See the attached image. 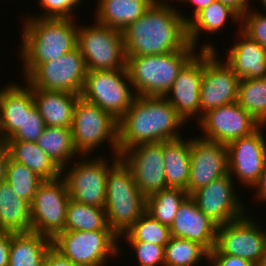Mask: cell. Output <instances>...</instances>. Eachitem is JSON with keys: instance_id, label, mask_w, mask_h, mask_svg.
<instances>
[{"instance_id": "43", "label": "cell", "mask_w": 266, "mask_h": 266, "mask_svg": "<svg viewBox=\"0 0 266 266\" xmlns=\"http://www.w3.org/2000/svg\"><path fill=\"white\" fill-rule=\"evenodd\" d=\"M43 266H83L63 256L53 246L48 250Z\"/></svg>"}, {"instance_id": "47", "label": "cell", "mask_w": 266, "mask_h": 266, "mask_svg": "<svg viewBox=\"0 0 266 266\" xmlns=\"http://www.w3.org/2000/svg\"><path fill=\"white\" fill-rule=\"evenodd\" d=\"M10 157L7 145L0 141V184L5 181L6 164Z\"/></svg>"}, {"instance_id": "42", "label": "cell", "mask_w": 266, "mask_h": 266, "mask_svg": "<svg viewBox=\"0 0 266 266\" xmlns=\"http://www.w3.org/2000/svg\"><path fill=\"white\" fill-rule=\"evenodd\" d=\"M212 266H255L250 261L228 254H221L215 247L209 252V261Z\"/></svg>"}, {"instance_id": "41", "label": "cell", "mask_w": 266, "mask_h": 266, "mask_svg": "<svg viewBox=\"0 0 266 266\" xmlns=\"http://www.w3.org/2000/svg\"><path fill=\"white\" fill-rule=\"evenodd\" d=\"M82 0H39L44 13L41 18H74L72 9L75 10ZM75 7V8H74Z\"/></svg>"}, {"instance_id": "12", "label": "cell", "mask_w": 266, "mask_h": 266, "mask_svg": "<svg viewBox=\"0 0 266 266\" xmlns=\"http://www.w3.org/2000/svg\"><path fill=\"white\" fill-rule=\"evenodd\" d=\"M252 217L244 215L235 221L219 225L215 248L221 254L244 258L262 266L266 255V231Z\"/></svg>"}, {"instance_id": "26", "label": "cell", "mask_w": 266, "mask_h": 266, "mask_svg": "<svg viewBox=\"0 0 266 266\" xmlns=\"http://www.w3.org/2000/svg\"><path fill=\"white\" fill-rule=\"evenodd\" d=\"M52 239L32 231L12 233L8 266H43Z\"/></svg>"}, {"instance_id": "19", "label": "cell", "mask_w": 266, "mask_h": 266, "mask_svg": "<svg viewBox=\"0 0 266 266\" xmlns=\"http://www.w3.org/2000/svg\"><path fill=\"white\" fill-rule=\"evenodd\" d=\"M261 125L252 134L228 143V172L246 187L254 186L266 162V140ZM248 185V186H247Z\"/></svg>"}, {"instance_id": "46", "label": "cell", "mask_w": 266, "mask_h": 266, "mask_svg": "<svg viewBox=\"0 0 266 266\" xmlns=\"http://www.w3.org/2000/svg\"><path fill=\"white\" fill-rule=\"evenodd\" d=\"M219 2L230 6L234 9L240 16L249 10L250 0H218Z\"/></svg>"}, {"instance_id": "3", "label": "cell", "mask_w": 266, "mask_h": 266, "mask_svg": "<svg viewBox=\"0 0 266 266\" xmlns=\"http://www.w3.org/2000/svg\"><path fill=\"white\" fill-rule=\"evenodd\" d=\"M24 20L20 45L24 78L37 65L58 59L77 47L78 26L73 18L27 16Z\"/></svg>"}, {"instance_id": "16", "label": "cell", "mask_w": 266, "mask_h": 266, "mask_svg": "<svg viewBox=\"0 0 266 266\" xmlns=\"http://www.w3.org/2000/svg\"><path fill=\"white\" fill-rule=\"evenodd\" d=\"M233 178L226 174L194 191L190 196L197 207L218 226L242 218L245 204L240 202Z\"/></svg>"}, {"instance_id": "28", "label": "cell", "mask_w": 266, "mask_h": 266, "mask_svg": "<svg viewBox=\"0 0 266 266\" xmlns=\"http://www.w3.org/2000/svg\"><path fill=\"white\" fill-rule=\"evenodd\" d=\"M0 231H31L30 204L21 199L6 181L0 184Z\"/></svg>"}, {"instance_id": "2", "label": "cell", "mask_w": 266, "mask_h": 266, "mask_svg": "<svg viewBox=\"0 0 266 266\" xmlns=\"http://www.w3.org/2000/svg\"><path fill=\"white\" fill-rule=\"evenodd\" d=\"M183 123L184 119L164 96H136L118 120L119 155L139 144L180 138L178 128H182Z\"/></svg>"}, {"instance_id": "10", "label": "cell", "mask_w": 266, "mask_h": 266, "mask_svg": "<svg viewBox=\"0 0 266 266\" xmlns=\"http://www.w3.org/2000/svg\"><path fill=\"white\" fill-rule=\"evenodd\" d=\"M86 75L85 60L76 47L58 59L37 65L24 79L31 88L81 95Z\"/></svg>"}, {"instance_id": "24", "label": "cell", "mask_w": 266, "mask_h": 266, "mask_svg": "<svg viewBox=\"0 0 266 266\" xmlns=\"http://www.w3.org/2000/svg\"><path fill=\"white\" fill-rule=\"evenodd\" d=\"M35 107L46 126L71 128L74 109L81 95L31 88Z\"/></svg>"}, {"instance_id": "13", "label": "cell", "mask_w": 266, "mask_h": 266, "mask_svg": "<svg viewBox=\"0 0 266 266\" xmlns=\"http://www.w3.org/2000/svg\"><path fill=\"white\" fill-rule=\"evenodd\" d=\"M215 50H204V72L200 85V118L217 107L237 102L239 77L220 61Z\"/></svg>"}, {"instance_id": "39", "label": "cell", "mask_w": 266, "mask_h": 266, "mask_svg": "<svg viewBox=\"0 0 266 266\" xmlns=\"http://www.w3.org/2000/svg\"><path fill=\"white\" fill-rule=\"evenodd\" d=\"M46 125L38 109L34 106L30 113H26L24 124L7 141H28L36 142L43 133Z\"/></svg>"}, {"instance_id": "5", "label": "cell", "mask_w": 266, "mask_h": 266, "mask_svg": "<svg viewBox=\"0 0 266 266\" xmlns=\"http://www.w3.org/2000/svg\"><path fill=\"white\" fill-rule=\"evenodd\" d=\"M195 49L189 43L182 50L161 55L128 56L126 68L136 96H165L182 68L198 53Z\"/></svg>"}, {"instance_id": "25", "label": "cell", "mask_w": 266, "mask_h": 266, "mask_svg": "<svg viewBox=\"0 0 266 266\" xmlns=\"http://www.w3.org/2000/svg\"><path fill=\"white\" fill-rule=\"evenodd\" d=\"M155 0H99L95 21L123 31L139 19Z\"/></svg>"}, {"instance_id": "20", "label": "cell", "mask_w": 266, "mask_h": 266, "mask_svg": "<svg viewBox=\"0 0 266 266\" xmlns=\"http://www.w3.org/2000/svg\"><path fill=\"white\" fill-rule=\"evenodd\" d=\"M198 137H190L188 195L229 173L227 146Z\"/></svg>"}, {"instance_id": "23", "label": "cell", "mask_w": 266, "mask_h": 266, "mask_svg": "<svg viewBox=\"0 0 266 266\" xmlns=\"http://www.w3.org/2000/svg\"><path fill=\"white\" fill-rule=\"evenodd\" d=\"M239 40L230 48L225 62L243 79L266 78V48L250 39L238 28Z\"/></svg>"}, {"instance_id": "31", "label": "cell", "mask_w": 266, "mask_h": 266, "mask_svg": "<svg viewBox=\"0 0 266 266\" xmlns=\"http://www.w3.org/2000/svg\"><path fill=\"white\" fill-rule=\"evenodd\" d=\"M36 143L62 170L63 175L68 162L74 156L80 157L74 147L71 128L46 126Z\"/></svg>"}, {"instance_id": "9", "label": "cell", "mask_w": 266, "mask_h": 266, "mask_svg": "<svg viewBox=\"0 0 266 266\" xmlns=\"http://www.w3.org/2000/svg\"><path fill=\"white\" fill-rule=\"evenodd\" d=\"M117 239L112 230L61 231L52 239V245L77 264L104 266L110 256H118Z\"/></svg>"}, {"instance_id": "29", "label": "cell", "mask_w": 266, "mask_h": 266, "mask_svg": "<svg viewBox=\"0 0 266 266\" xmlns=\"http://www.w3.org/2000/svg\"><path fill=\"white\" fill-rule=\"evenodd\" d=\"M10 157L35 172L44 180L61 177L62 170L36 142L6 141Z\"/></svg>"}, {"instance_id": "17", "label": "cell", "mask_w": 266, "mask_h": 266, "mask_svg": "<svg viewBox=\"0 0 266 266\" xmlns=\"http://www.w3.org/2000/svg\"><path fill=\"white\" fill-rule=\"evenodd\" d=\"M200 48V55L197 53L182 68L164 96L185 122L196 115H198L197 119H200V85L204 72V50L216 51L211 43H203Z\"/></svg>"}, {"instance_id": "38", "label": "cell", "mask_w": 266, "mask_h": 266, "mask_svg": "<svg viewBox=\"0 0 266 266\" xmlns=\"http://www.w3.org/2000/svg\"><path fill=\"white\" fill-rule=\"evenodd\" d=\"M241 16L240 30L250 39L266 48V13L256 12L251 8ZM254 10V11H253Z\"/></svg>"}, {"instance_id": "8", "label": "cell", "mask_w": 266, "mask_h": 266, "mask_svg": "<svg viewBox=\"0 0 266 266\" xmlns=\"http://www.w3.org/2000/svg\"><path fill=\"white\" fill-rule=\"evenodd\" d=\"M132 89L127 69L92 70L87 71L81 97L118 121L136 98Z\"/></svg>"}, {"instance_id": "6", "label": "cell", "mask_w": 266, "mask_h": 266, "mask_svg": "<svg viewBox=\"0 0 266 266\" xmlns=\"http://www.w3.org/2000/svg\"><path fill=\"white\" fill-rule=\"evenodd\" d=\"M74 147L82 156H89L106 140L113 148V155H119L118 149V121L97 105L82 97L76 103L71 125Z\"/></svg>"}, {"instance_id": "15", "label": "cell", "mask_w": 266, "mask_h": 266, "mask_svg": "<svg viewBox=\"0 0 266 266\" xmlns=\"http://www.w3.org/2000/svg\"><path fill=\"white\" fill-rule=\"evenodd\" d=\"M198 123L205 134L200 138L224 145L252 134L261 126L237 102L207 111Z\"/></svg>"}, {"instance_id": "1", "label": "cell", "mask_w": 266, "mask_h": 266, "mask_svg": "<svg viewBox=\"0 0 266 266\" xmlns=\"http://www.w3.org/2000/svg\"><path fill=\"white\" fill-rule=\"evenodd\" d=\"M190 17L163 0H155L146 12L122 31L125 55H161L182 50L189 44Z\"/></svg>"}, {"instance_id": "40", "label": "cell", "mask_w": 266, "mask_h": 266, "mask_svg": "<svg viewBox=\"0 0 266 266\" xmlns=\"http://www.w3.org/2000/svg\"><path fill=\"white\" fill-rule=\"evenodd\" d=\"M135 250L138 266H165L164 247L143 241H126ZM134 248V249H133Z\"/></svg>"}, {"instance_id": "14", "label": "cell", "mask_w": 266, "mask_h": 266, "mask_svg": "<svg viewBox=\"0 0 266 266\" xmlns=\"http://www.w3.org/2000/svg\"><path fill=\"white\" fill-rule=\"evenodd\" d=\"M81 161V162H80ZM76 161L64 172L70 199L99 208L105 207L107 174L112 165L103 157Z\"/></svg>"}, {"instance_id": "37", "label": "cell", "mask_w": 266, "mask_h": 266, "mask_svg": "<svg viewBox=\"0 0 266 266\" xmlns=\"http://www.w3.org/2000/svg\"><path fill=\"white\" fill-rule=\"evenodd\" d=\"M126 241H143L165 247L171 238L169 226L161 224L145 212L120 237Z\"/></svg>"}, {"instance_id": "7", "label": "cell", "mask_w": 266, "mask_h": 266, "mask_svg": "<svg viewBox=\"0 0 266 266\" xmlns=\"http://www.w3.org/2000/svg\"><path fill=\"white\" fill-rule=\"evenodd\" d=\"M79 26L77 47L85 60L87 71L127 69L122 31L96 22L95 25Z\"/></svg>"}, {"instance_id": "30", "label": "cell", "mask_w": 266, "mask_h": 266, "mask_svg": "<svg viewBox=\"0 0 266 266\" xmlns=\"http://www.w3.org/2000/svg\"><path fill=\"white\" fill-rule=\"evenodd\" d=\"M240 23L241 16L230 6L215 0L208 7L197 13L188 24L189 43L196 48L198 37L202 32L215 34L225 27L228 19Z\"/></svg>"}, {"instance_id": "49", "label": "cell", "mask_w": 266, "mask_h": 266, "mask_svg": "<svg viewBox=\"0 0 266 266\" xmlns=\"http://www.w3.org/2000/svg\"><path fill=\"white\" fill-rule=\"evenodd\" d=\"M261 2H262V5H264L262 7H264V10H266V0H261Z\"/></svg>"}, {"instance_id": "34", "label": "cell", "mask_w": 266, "mask_h": 266, "mask_svg": "<svg viewBox=\"0 0 266 266\" xmlns=\"http://www.w3.org/2000/svg\"><path fill=\"white\" fill-rule=\"evenodd\" d=\"M188 196L186 190L166 188L146 197V212L161 224L170 225L182 201Z\"/></svg>"}, {"instance_id": "18", "label": "cell", "mask_w": 266, "mask_h": 266, "mask_svg": "<svg viewBox=\"0 0 266 266\" xmlns=\"http://www.w3.org/2000/svg\"><path fill=\"white\" fill-rule=\"evenodd\" d=\"M120 157L130 167L136 185L145 197L167 188L163 142L127 148Z\"/></svg>"}, {"instance_id": "27", "label": "cell", "mask_w": 266, "mask_h": 266, "mask_svg": "<svg viewBox=\"0 0 266 266\" xmlns=\"http://www.w3.org/2000/svg\"><path fill=\"white\" fill-rule=\"evenodd\" d=\"M163 141V159L167 188L186 190L190 174V139Z\"/></svg>"}, {"instance_id": "33", "label": "cell", "mask_w": 266, "mask_h": 266, "mask_svg": "<svg viewBox=\"0 0 266 266\" xmlns=\"http://www.w3.org/2000/svg\"><path fill=\"white\" fill-rule=\"evenodd\" d=\"M237 103L259 124L265 126L266 78L239 80Z\"/></svg>"}, {"instance_id": "44", "label": "cell", "mask_w": 266, "mask_h": 266, "mask_svg": "<svg viewBox=\"0 0 266 266\" xmlns=\"http://www.w3.org/2000/svg\"><path fill=\"white\" fill-rule=\"evenodd\" d=\"M11 232L0 231V266H8Z\"/></svg>"}, {"instance_id": "48", "label": "cell", "mask_w": 266, "mask_h": 266, "mask_svg": "<svg viewBox=\"0 0 266 266\" xmlns=\"http://www.w3.org/2000/svg\"><path fill=\"white\" fill-rule=\"evenodd\" d=\"M183 2H188L192 4L194 10L193 17L199 13L203 8L208 7L215 0H182Z\"/></svg>"}, {"instance_id": "36", "label": "cell", "mask_w": 266, "mask_h": 266, "mask_svg": "<svg viewBox=\"0 0 266 266\" xmlns=\"http://www.w3.org/2000/svg\"><path fill=\"white\" fill-rule=\"evenodd\" d=\"M5 181L21 199L31 204L38 187L44 179L26 165L9 157L6 164Z\"/></svg>"}, {"instance_id": "32", "label": "cell", "mask_w": 266, "mask_h": 266, "mask_svg": "<svg viewBox=\"0 0 266 266\" xmlns=\"http://www.w3.org/2000/svg\"><path fill=\"white\" fill-rule=\"evenodd\" d=\"M111 230L104 208L86 205L70 199L66 209L64 231Z\"/></svg>"}, {"instance_id": "45", "label": "cell", "mask_w": 266, "mask_h": 266, "mask_svg": "<svg viewBox=\"0 0 266 266\" xmlns=\"http://www.w3.org/2000/svg\"><path fill=\"white\" fill-rule=\"evenodd\" d=\"M257 190V196L260 201H265L266 202V162L264 164V168L260 174V177L258 181L254 184L252 187Z\"/></svg>"}, {"instance_id": "11", "label": "cell", "mask_w": 266, "mask_h": 266, "mask_svg": "<svg viewBox=\"0 0 266 266\" xmlns=\"http://www.w3.org/2000/svg\"><path fill=\"white\" fill-rule=\"evenodd\" d=\"M69 201L67 184L62 175L44 180L30 204L31 231L51 239L64 231Z\"/></svg>"}, {"instance_id": "21", "label": "cell", "mask_w": 266, "mask_h": 266, "mask_svg": "<svg viewBox=\"0 0 266 266\" xmlns=\"http://www.w3.org/2000/svg\"><path fill=\"white\" fill-rule=\"evenodd\" d=\"M218 225L207 217L188 195L180 204L170 225V235L195 241L209 252L215 247Z\"/></svg>"}, {"instance_id": "35", "label": "cell", "mask_w": 266, "mask_h": 266, "mask_svg": "<svg viewBox=\"0 0 266 266\" xmlns=\"http://www.w3.org/2000/svg\"><path fill=\"white\" fill-rule=\"evenodd\" d=\"M202 259L209 261V251L195 241L171 236L164 247L165 266H196Z\"/></svg>"}, {"instance_id": "22", "label": "cell", "mask_w": 266, "mask_h": 266, "mask_svg": "<svg viewBox=\"0 0 266 266\" xmlns=\"http://www.w3.org/2000/svg\"><path fill=\"white\" fill-rule=\"evenodd\" d=\"M10 84L0 90V141L4 143L22 128L26 113L35 106L28 84Z\"/></svg>"}, {"instance_id": "4", "label": "cell", "mask_w": 266, "mask_h": 266, "mask_svg": "<svg viewBox=\"0 0 266 266\" xmlns=\"http://www.w3.org/2000/svg\"><path fill=\"white\" fill-rule=\"evenodd\" d=\"M112 161L107 174L104 209L108 227L120 238L146 212V197L120 155L112 156Z\"/></svg>"}, {"instance_id": "50", "label": "cell", "mask_w": 266, "mask_h": 266, "mask_svg": "<svg viewBox=\"0 0 266 266\" xmlns=\"http://www.w3.org/2000/svg\"><path fill=\"white\" fill-rule=\"evenodd\" d=\"M262 266H266V255Z\"/></svg>"}]
</instances>
